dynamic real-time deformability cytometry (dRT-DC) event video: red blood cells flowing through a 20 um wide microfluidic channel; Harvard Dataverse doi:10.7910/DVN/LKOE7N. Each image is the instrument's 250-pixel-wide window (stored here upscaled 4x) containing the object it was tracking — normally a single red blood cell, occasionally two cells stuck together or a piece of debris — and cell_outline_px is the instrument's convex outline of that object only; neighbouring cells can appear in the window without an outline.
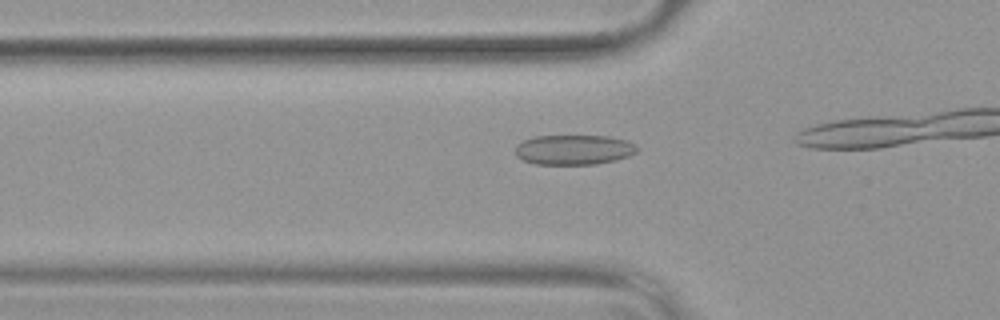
{"species": "common noctule bat (a hibernating species)", "species_latin": "Nyctalus noctula", "temperature_condition": "warm", "stored_images_in_passage": 10, "camera_frame_rate_fps": 3000, "um_per_image_px": 0.085, "animal": {"sex": "female", "body_mass_g": 19.9}, "frame": {"image": 1, "passage_image": 6, "time_ms": 1.667, "image_size_px": [1000, 320], "cell_outline_px": [[640, 148], [636, 152], [628, 156], [616, 160], [596, 164], [536, 164], [524, 160], [516, 156], [516, 144], [524, 140], [536, 136], [608, 136], [628, 140], [636, 144]], "centroid_in_image_um": [48.82, 12.72], "position_along_channel_um": 77.0, "area_um2": 21.33}}
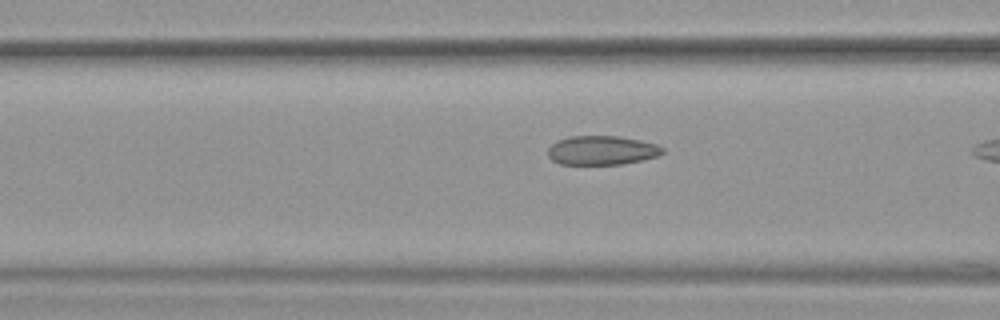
{"frame": {"image": 2, "passage_image": 9, "time_ms": 2.667, "image_size_px": [1000, 320], "cell_outline_px": [[664, 152], [656, 156], [624, 164], [560, 164], [552, 160], [548, 156], [548, 148], [552, 144], [568, 136], [620, 136], [640, 140], [656, 144], [664, 148]], "centroid_in_image_um": [51.15, 12.77], "position_along_channel_um": 115.5, "area_um2": 19.36}}